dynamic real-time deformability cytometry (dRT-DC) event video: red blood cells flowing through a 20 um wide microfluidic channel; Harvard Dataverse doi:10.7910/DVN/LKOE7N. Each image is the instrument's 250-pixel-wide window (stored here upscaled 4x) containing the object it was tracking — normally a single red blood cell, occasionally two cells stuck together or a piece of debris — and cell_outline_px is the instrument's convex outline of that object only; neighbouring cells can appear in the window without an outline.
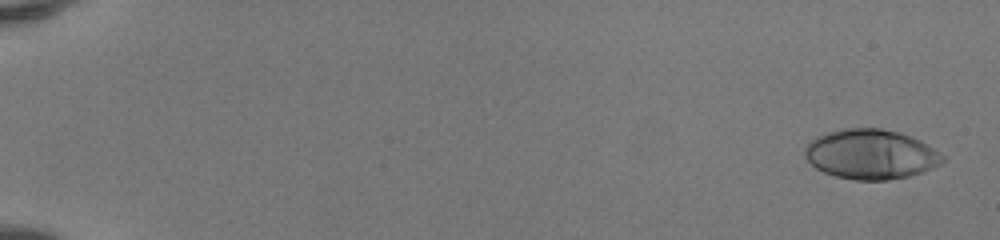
{"species": "human", "species_latin": "Homo sapiens", "temperature_condition": "room temperature", "stored_images_in_passage": 51, "camera_frame_rate_fps": 3000, "um_per_image_px": 0.085, "donor": {"sex": "female"}, "frame": {"image": 1, "passage_image": 2, "time_ms": 0.333, "image_size_px": [1000, 240], "cell_outline_px": [[948, 160], [924, 172], [908, 176], [888, 180], [856, 180], [836, 176], [824, 172], [816, 168], [804, 156], [804, 148], [816, 136], [828, 132], [844, 128], [880, 128], [900, 132], [920, 140], [940, 152]], "centroid_in_image_um": [74.05, 13.11], "position_along_channel_um": 11.0, "area_um2": 40.11}}
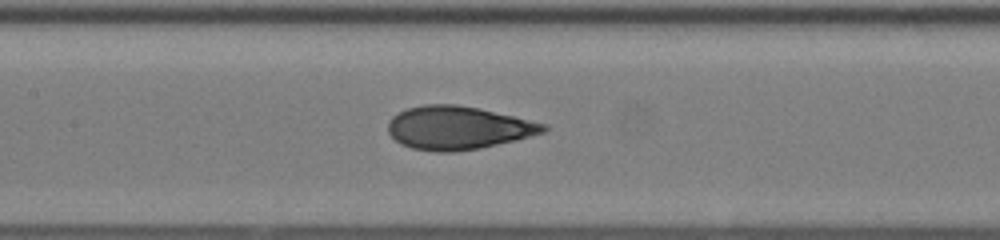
{"frame": {"image": 2, "passage_image": 27, "time_ms": 8.667, "image_size_px": [1000, 240], "cell_outline_px": [[548, 128], [544, 132], [516, 140], [480, 148], [452, 152], [436, 152], [412, 148], [400, 144], [388, 132], [388, 120], [392, 116], [408, 108], [424, 104], [456, 104], [476, 108], [548, 124]], "centroid_in_image_um": [38.91, 10.87], "position_along_channel_um": 168.5, "area_um2": 38.96}}
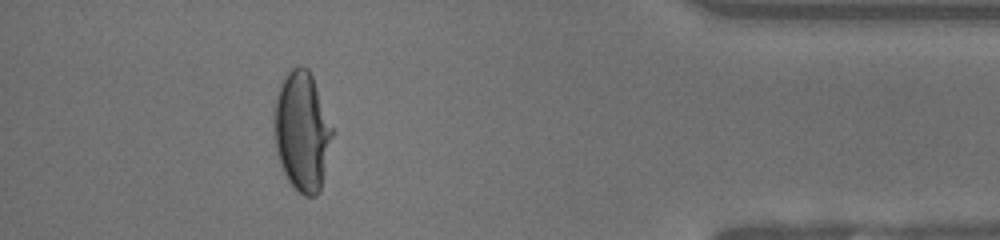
{"frame": {"image": 3, "passage_image": 47, "time_ms": 15.333, "image_size_px": [1000, 240], "cell_outline_px": [[336, 132], [320, 188], [316, 196], [304, 196], [288, 180], [280, 164], [276, 148], [276, 100], [280, 84], [284, 72], [300, 64], [308, 68], [312, 76], [336, 128]], "centroid_in_image_um": [25.75, 11.12], "position_along_channel_um": 409.4, "area_um2": 40.86}, "authors_computed_cell_mechanics": {"area_um2": 38.5526, "velocity_mm_per_s": 4.1589, "shape_relaxation_time_tau1_ms": 8.6678, "shape_relaxation_time_tau2_ms": null, "deformation_change_tau1": 0.3473, "deformation_change_tau2": null}}